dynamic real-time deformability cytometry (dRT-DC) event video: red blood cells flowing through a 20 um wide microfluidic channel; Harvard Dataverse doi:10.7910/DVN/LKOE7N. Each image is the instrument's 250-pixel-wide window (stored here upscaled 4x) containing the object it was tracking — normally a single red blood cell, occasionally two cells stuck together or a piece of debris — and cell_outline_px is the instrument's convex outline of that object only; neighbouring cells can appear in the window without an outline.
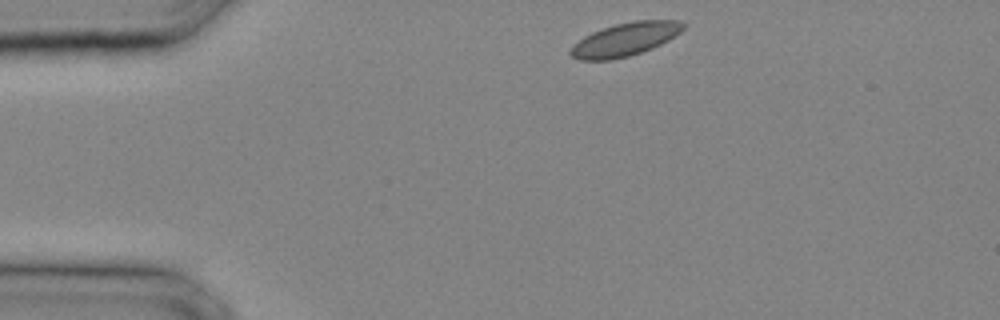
{"species": "common noctule bat (a hibernating species)", "species_latin": "Nyctalus noctula", "temperature_condition": "cold", "stored_images_in_passage": 22, "camera_frame_rate_fps": 3000, "um_per_image_px": 0.085, "animal": {"sex": "male", "body_mass_g": 20.4}, "frame": {"image": 1, "passage_image": 1, "time_ms": 0.0, "image_size_px": [1000, 320], "cell_outline_px": [[684, 28], [680, 32], [668, 40], [652, 48], [628, 56], [612, 60], [580, 60], [572, 56], [568, 52], [584, 36], [592, 32], [616, 24], [636, 20], [680, 20], [684, 24]], "centroid_in_image_um": [53.15, 3.34], "position_along_channel_um": 31.9, "area_um2": 21.5}}
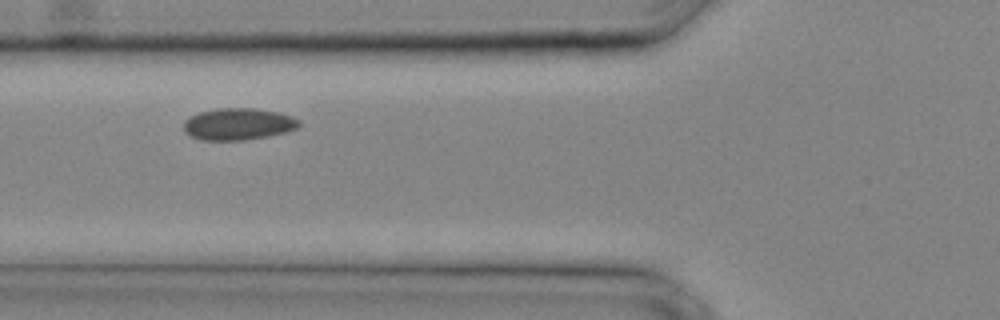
{"frame": {"image": 2, "passage_image": 7, "time_ms": 2.0, "image_size_px": [1000, 320], "cell_outline_px": [[300, 124], [296, 128], [284, 132], [268, 136], [240, 140], [200, 140], [184, 132], [184, 120], [188, 116], [200, 112], [216, 108], [252, 108], [276, 112], [292, 116], [300, 120]], "centroid_in_image_um": [20.21, 10.54], "position_along_channel_um": 105.6, "area_um2": 21.33}}
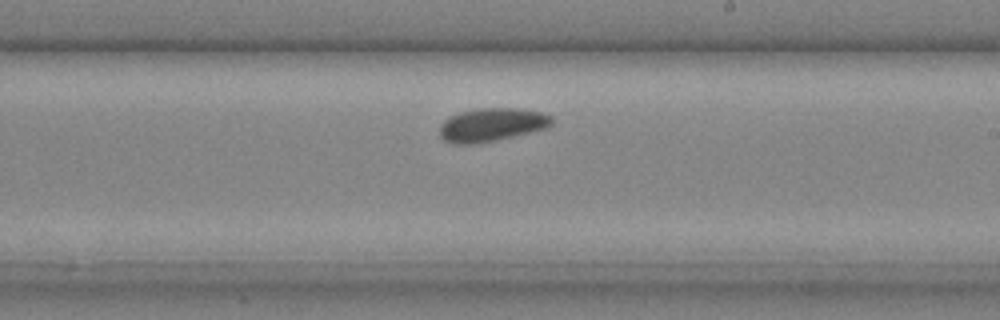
{"frame": {"image": 3, "passage_image": 14, "time_ms": 4.333, "image_size_px": [1000, 320], "cell_outline_px": [[552, 124], [544, 128], [496, 140], [472, 144], [452, 144], [444, 140], [440, 136], [440, 124], [448, 116], [460, 112], [476, 108], [516, 108], [540, 112], [552, 116]], "centroid_in_image_um": [41.73, 10.6], "position_along_channel_um": 247.3, "area_um2": 21.68}}